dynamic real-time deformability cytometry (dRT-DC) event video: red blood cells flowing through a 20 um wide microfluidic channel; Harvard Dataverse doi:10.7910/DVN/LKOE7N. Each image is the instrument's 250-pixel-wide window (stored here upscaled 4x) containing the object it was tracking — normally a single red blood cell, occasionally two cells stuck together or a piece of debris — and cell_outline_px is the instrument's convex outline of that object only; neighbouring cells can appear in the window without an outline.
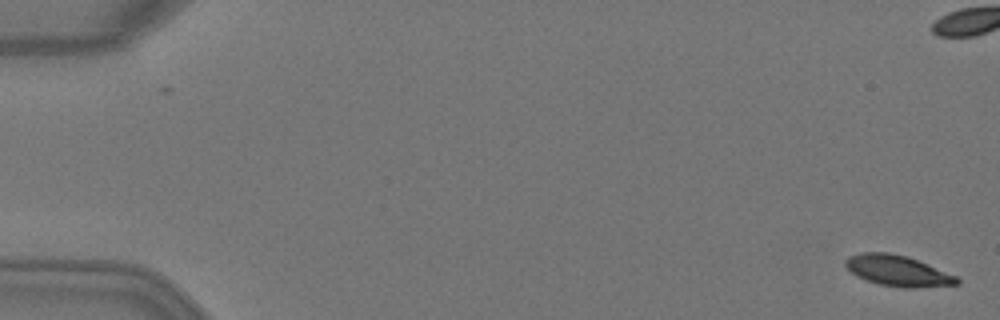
{"species": "Egyptian fruit bat (a non-hibernating species)", "species_latin": "Rousettus aegyptiacus", "temperature_condition": "warm", "stored_images_in_passage": 6, "camera_frame_rate_fps": 3000, "um_per_image_px": 0.085, "animal": {"sex": "female"}, "frame": {"image": 1, "passage_image": 1, "time_ms": 0.0, "image_size_px": [1000, 320], "cell_outline_px": [[960, 284], [916, 288], [904, 288], [880, 284], [856, 276], [844, 264], [844, 260], [848, 256], [860, 252], [888, 252], [908, 256], [956, 276], [960, 280]], "centroid_in_image_um": [76.3, 23.0], "position_along_channel_um": 8.7, "area_um2": 20.0}}